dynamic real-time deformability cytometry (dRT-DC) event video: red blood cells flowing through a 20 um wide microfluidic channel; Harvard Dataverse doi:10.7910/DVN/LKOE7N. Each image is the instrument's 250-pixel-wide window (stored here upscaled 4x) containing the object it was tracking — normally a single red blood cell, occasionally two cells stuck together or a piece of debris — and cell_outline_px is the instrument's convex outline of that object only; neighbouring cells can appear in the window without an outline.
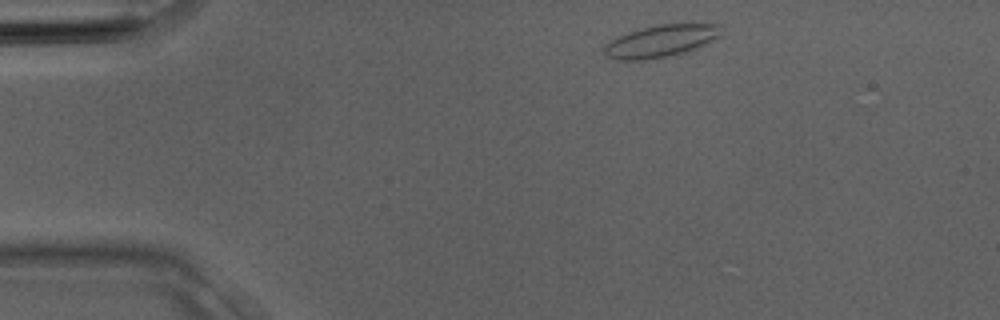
{"species": "Egyptian fruit bat (a non-hibernating species)", "species_latin": "Rousettus aegyptiacus", "temperature_condition": "room temperature", "stored_images_in_passage": 2, "camera_frame_rate_fps": 3000, "um_per_image_px": 0.085, "animal": {"sex": "male"}, "frame": {"image": 1, "passage_image": 1, "time_ms": 0.0, "image_size_px": [1000, 320], "cell_outline_px": [[720, 36], [696, 48], [684, 52], [668, 56], [644, 60], [616, 60], [604, 56], [604, 44], [616, 36], [640, 28], [656, 24], [720, 24]], "centroid_in_image_um": [56.09, 3.49], "position_along_channel_um": 28.9, "area_um2": 21.96}}